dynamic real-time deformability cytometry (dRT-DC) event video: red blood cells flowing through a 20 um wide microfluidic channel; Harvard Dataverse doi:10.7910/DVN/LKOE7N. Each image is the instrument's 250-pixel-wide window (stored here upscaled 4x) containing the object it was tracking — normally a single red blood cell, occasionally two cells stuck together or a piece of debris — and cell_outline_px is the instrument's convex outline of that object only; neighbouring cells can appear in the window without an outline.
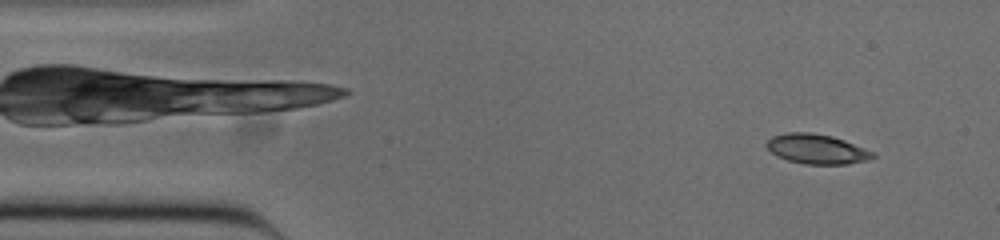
{"species": "common noctule bat (a hibernating species)", "species_latin": "Nyctalus noctula", "temperature_condition": "cold", "stored_images_in_passage": 50, "camera_frame_rate_fps": 3000, "um_per_image_px": 0.085, "animal": {"sex": "male", "body_mass_g": 20.0, "forearm_length_mm": 53.3}, "frame": {"image": 1, "passage_image": 3, "time_ms": 0.667, "image_size_px": [1000, 240], "cell_outline_px": [[876, 156], [868, 160], [848, 164], [804, 164], [788, 160], [776, 156], [764, 144], [772, 136], [788, 132], [812, 132], [832, 136], [844, 140], [876, 152]], "centroid_in_image_um": [69.44, 12.66], "position_along_channel_um": 15.6, "area_um2": 18.55}}
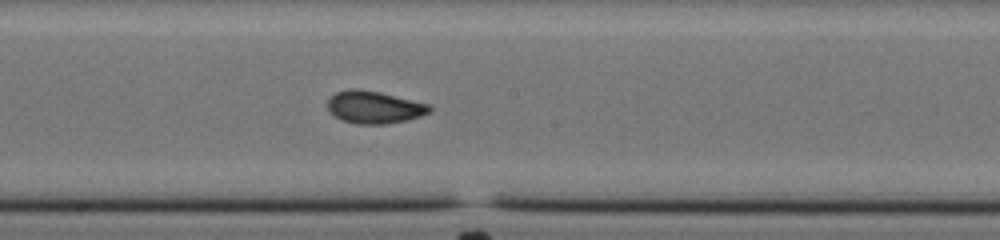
{"frame": {"image": 2, "passage_image": 25, "time_ms": 8.0, "image_size_px": [1000, 240], "cell_outline_px": [[432, 112], [408, 120], [388, 124], [356, 124], [340, 120], [328, 108], [328, 100], [336, 92], [348, 88], [356, 88], [380, 92], [428, 104], [432, 108]], "centroid_in_image_um": [31.82, 9.12], "position_along_channel_um": 216.4, "area_um2": 19.31}}
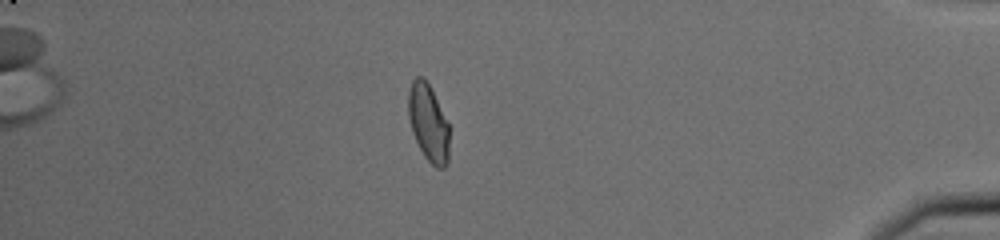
{"frame": {"image": 3, "passage_image": 43, "time_ms": 14.0, "image_size_px": [1000, 240], "cell_outline_px": [[448, 164], [444, 168], [436, 168], [424, 156], [412, 132], [408, 116], [408, 92], [412, 80], [416, 76], [424, 76], [428, 80], [448, 124]], "centroid_in_image_um": [36.39, 10.4], "position_along_channel_um": 398.8, "area_um2": 18.5}, "authors_computed_cell_mechanics": {"area_um2": 18.9873, "velocity_mm_per_s": 3.855, "shape_relaxation_time_tau1_ms": null, "shape_relaxation_time_tau2_ms": 1.1449, "deformation_change_tau1": null, "deformation_change_tau2": 0.0541}}